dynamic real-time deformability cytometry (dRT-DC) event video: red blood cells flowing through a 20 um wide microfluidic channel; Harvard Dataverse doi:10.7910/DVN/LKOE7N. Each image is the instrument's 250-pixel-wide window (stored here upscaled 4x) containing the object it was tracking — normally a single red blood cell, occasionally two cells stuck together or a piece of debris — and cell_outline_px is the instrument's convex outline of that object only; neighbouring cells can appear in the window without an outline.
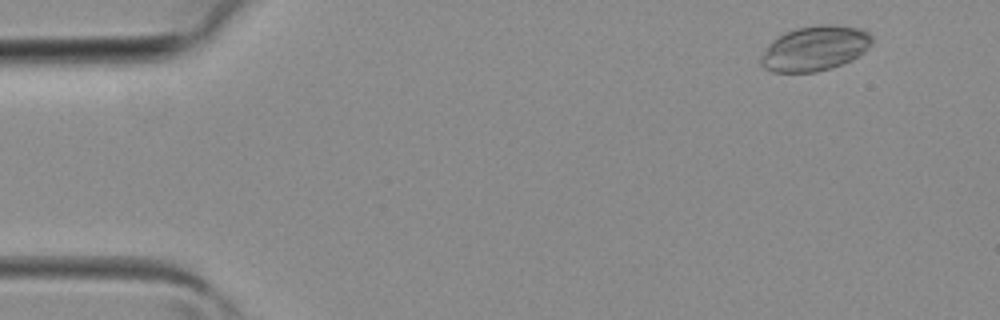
{"species": "common noctule bat (a hibernating species)", "species_latin": "Nyctalus noctula", "temperature_condition": "room temperature", "stored_images_in_passage": 37, "camera_frame_rate_fps": 3000, "um_per_image_px": 0.085, "animal": {"sex": "female", "body_mass_g": 19.3, "forearm_length_mm": 54.1}, "frame": {"image": 1, "passage_image": 3, "time_ms": 0.667, "image_size_px": [1000, 320], "cell_outline_px": [[872, 40], [868, 48], [864, 52], [840, 64], [816, 72], [772, 72], [764, 68], [760, 64], [760, 60], [772, 40], [784, 32], [796, 28], [820, 24], [828, 24], [860, 28], [868, 32], [872, 36]], "centroid_in_image_um": [69.25, 4.1], "position_along_channel_um": 15.8, "area_um2": 28.73}}
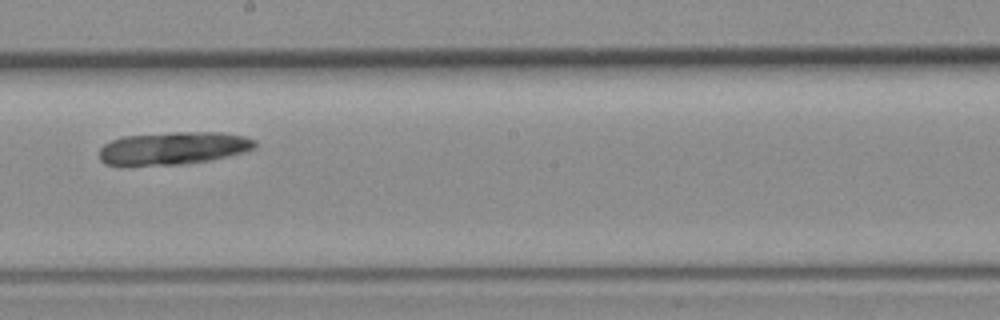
{"frame": {"image": 2, "passage_image": 22, "time_ms": 7.0, "image_size_px": [1000, 320], "cell_outline_px": [[256, 148], [208, 160], [184, 164], [104, 164], [100, 160], [100, 148], [104, 144], [112, 140], [124, 136], [172, 132], [220, 132], [244, 136], [256, 140]], "centroid_in_image_um": [14.73, 12.57], "position_along_channel_um": 233.5, "area_um2": 29.13}}
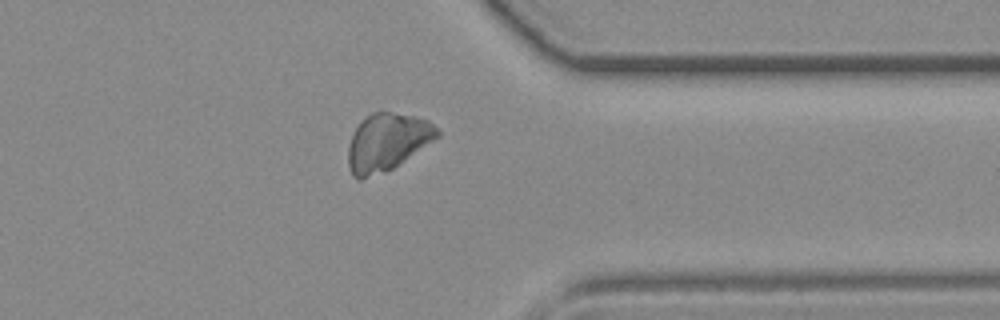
{"frame": {"image": 3, "passage_image": 31, "time_ms": 10.0, "image_size_px": [1000, 320], "cell_outline_px": [[440, 136], [392, 168], [384, 172], [360, 180], [352, 176], [348, 164], [348, 148], [352, 136], [360, 120], [364, 116], [372, 112], [388, 112], [416, 116], [428, 120], [440, 132]], "centroid_in_image_um": [32.88, 12.07], "position_along_channel_um": 378.5, "area_um2": 29.59}}